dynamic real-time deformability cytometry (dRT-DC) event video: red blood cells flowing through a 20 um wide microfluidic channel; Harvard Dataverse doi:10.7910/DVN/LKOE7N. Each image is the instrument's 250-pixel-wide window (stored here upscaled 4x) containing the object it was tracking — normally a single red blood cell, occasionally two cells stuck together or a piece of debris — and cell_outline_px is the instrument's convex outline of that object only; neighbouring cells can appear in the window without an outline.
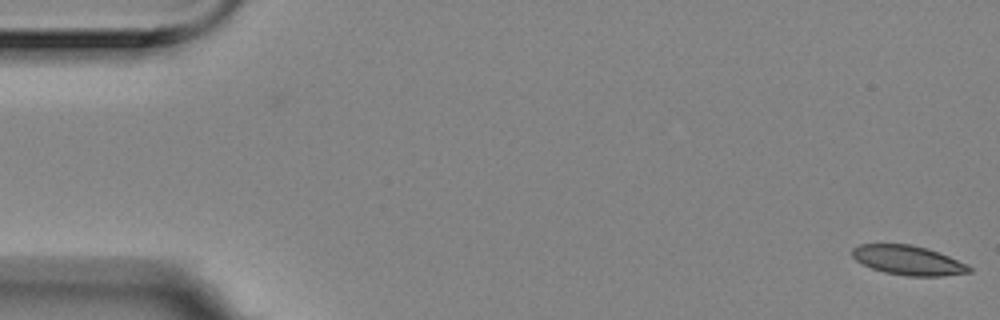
{"species": "Egyptian fruit bat (a non-hibernating species)", "species_latin": "Rousettus aegyptiacus", "temperature_condition": "room temperature", "stored_images_in_passage": 4, "camera_frame_rate_fps": 3000, "um_per_image_px": 0.085, "animal": {"sex": "female"}, "frame": {"image": 1, "passage_image": 4, "time_ms": 1.0, "image_size_px": [1000, 320], "cell_outline_px": [[972, 272], [940, 276], [908, 276], [884, 272], [872, 268], [856, 260], [852, 256], [852, 248], [860, 244], [912, 244], [928, 248], [948, 256], [972, 268]], "centroid_in_image_um": [77.17, 22.12], "position_along_channel_um": 7.8, "area_um2": 19.88}}